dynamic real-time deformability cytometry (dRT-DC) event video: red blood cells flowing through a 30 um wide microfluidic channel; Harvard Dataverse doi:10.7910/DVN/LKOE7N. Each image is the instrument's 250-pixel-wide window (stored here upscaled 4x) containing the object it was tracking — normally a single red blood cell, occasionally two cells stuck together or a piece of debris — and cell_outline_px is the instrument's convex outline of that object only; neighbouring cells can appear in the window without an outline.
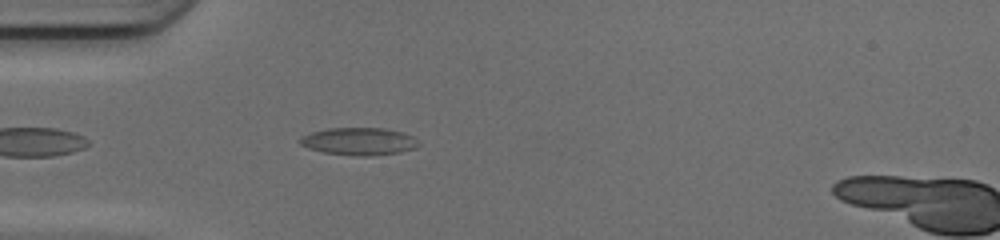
{"species": "common noctule bat (a hibernating species)", "species_latin": "Nyctalus noctula", "temperature_condition": "cold", "stored_images_in_passage": 37, "camera_frame_rate_fps": 3000, "um_per_image_px": 0.085, "animal": {"sex": "female", "body_mass_g": 17.0, "forearm_length_mm": 48.0}, "frame": {"image": 1, "passage_image": 4, "time_ms": 1.0, "image_size_px": [1000, 240], "cell_outline_px": [[416, 148], [396, 152], [368, 156], [356, 156], [324, 152], [308, 148], [300, 144], [300, 140], [304, 136], [312, 132], [328, 128], [384, 128], [400, 132], [412, 136]], "centroid_in_image_um": [30.45, 12.01], "position_along_channel_um": 54.6, "area_um2": 18.44}}
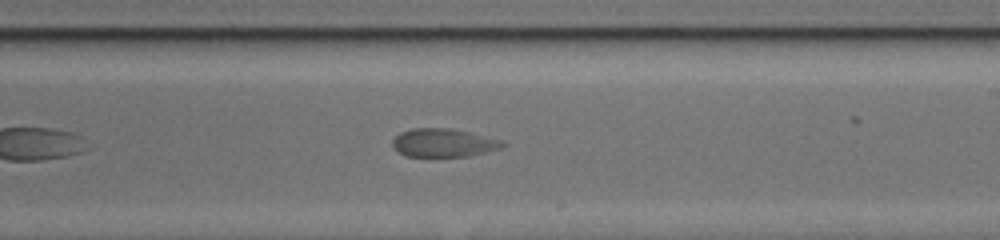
{"frame": {"image": 2, "passage_image": 19, "time_ms": 6.0, "image_size_px": [1000, 240], "cell_outline_px": [[504, 144], [500, 148], [468, 156], [428, 160], [404, 156], [392, 144], [392, 140], [400, 132], [412, 128], [452, 128], [500, 140]], "centroid_in_image_um": [37.6, 12.19], "position_along_channel_um": 251.4, "area_um2": 18.73}}
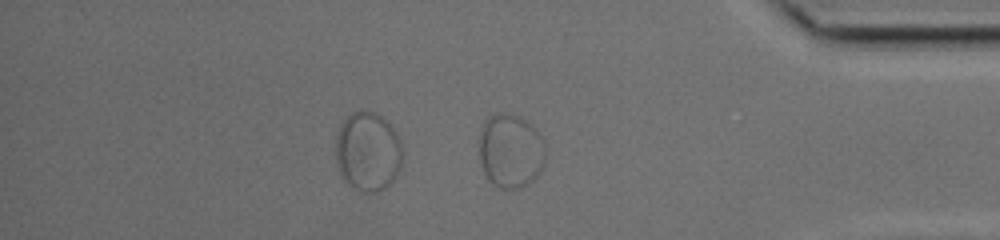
{"frame": {"image": 3, "passage_image": 31, "time_ms": 10.0, "image_size_px": [1000, 240], "cell_outline_px": [[544, 160], [536, 176], [532, 180], [520, 188], [500, 188], [492, 184], [484, 172], [480, 160], [480, 136], [484, 120], [488, 116], [496, 112], [504, 112], [516, 116], [532, 124], [536, 128], [544, 144]], "centroid_in_image_um": [43.37, 12.8], "position_along_channel_um": 391.8, "area_um2": 28.38}}